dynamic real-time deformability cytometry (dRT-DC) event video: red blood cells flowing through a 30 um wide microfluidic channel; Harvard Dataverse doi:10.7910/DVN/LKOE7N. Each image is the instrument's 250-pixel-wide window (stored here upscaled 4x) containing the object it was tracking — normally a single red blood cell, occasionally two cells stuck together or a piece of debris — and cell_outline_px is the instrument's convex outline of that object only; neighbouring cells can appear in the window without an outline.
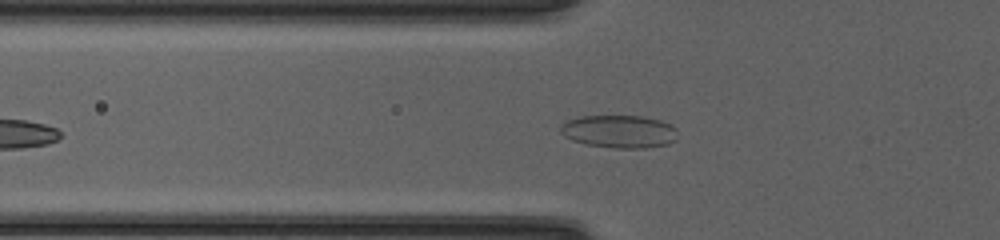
{"species": "common noctule bat (a hibernating species)", "species_latin": "Nyctalus noctula", "temperature_condition": "cold", "stored_images_in_passage": 40, "camera_frame_rate_fps": 3000, "um_per_image_px": 0.085, "animal": {"sex": "female", "body_mass_g": 20.0, "forearm_length_mm": 54.0}, "frame": {"image": 1, "passage_image": 12, "time_ms": 3.667, "image_size_px": [1000, 240], "cell_outline_px": [[676, 140], [668, 144], [644, 148], [616, 148], [588, 144], [572, 140], [564, 136], [560, 132], [560, 124], [568, 120], [580, 116], [640, 116], [660, 120], [676, 128]], "centroid_in_image_um": [52.62, 11.17], "position_along_channel_um": 73.2, "area_um2": 22.31}}
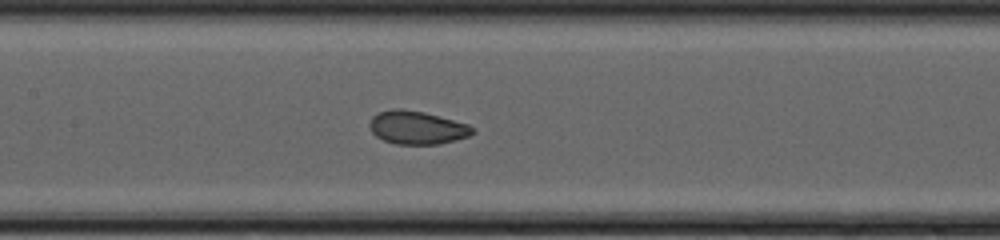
{"frame": {"image": 2, "passage_image": 19, "time_ms": 6.0, "image_size_px": [1000, 240], "cell_outline_px": [[476, 132], [468, 136], [456, 140], [440, 144], [396, 144], [384, 140], [376, 136], [372, 132], [368, 124], [372, 116], [380, 112], [392, 108], [400, 108], [424, 112], [468, 124]], "centroid_in_image_um": [35.43, 10.84], "position_along_channel_um": 172.0, "area_um2": 19.94}}
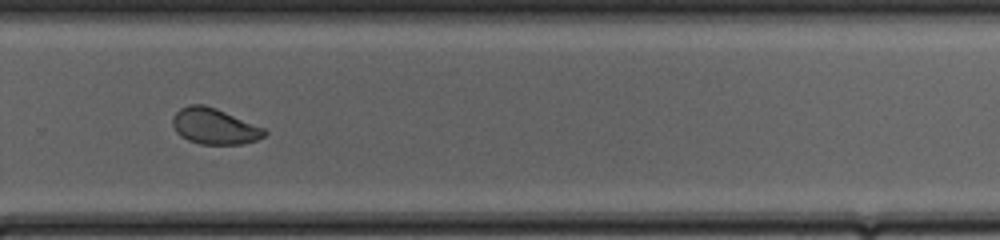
{"frame": {"image": 3, "passage_image": 29, "time_ms": 9.333, "image_size_px": [1000, 240], "cell_outline_px": [[268, 132], [264, 136], [256, 140], [244, 144], [200, 144], [188, 140], [180, 136], [176, 132], [172, 124], [172, 116], [180, 108], [188, 104], [204, 104], [216, 108], [264, 128]], "centroid_in_image_um": [18.19, 10.73], "position_along_channel_um": 311.6, "area_um2": 19.31}, "authors_computed_cell_mechanics": {"area_um2": 20.1433, "velocity_mm_per_s": 4.2145, "shape_relaxation_time_tau1_ms": 6.0773, "shape_relaxation_time_tau2_ms": 0.9323, "deformation_change_tau1": 0.1426, "deformation_change_tau2": 0.048}}